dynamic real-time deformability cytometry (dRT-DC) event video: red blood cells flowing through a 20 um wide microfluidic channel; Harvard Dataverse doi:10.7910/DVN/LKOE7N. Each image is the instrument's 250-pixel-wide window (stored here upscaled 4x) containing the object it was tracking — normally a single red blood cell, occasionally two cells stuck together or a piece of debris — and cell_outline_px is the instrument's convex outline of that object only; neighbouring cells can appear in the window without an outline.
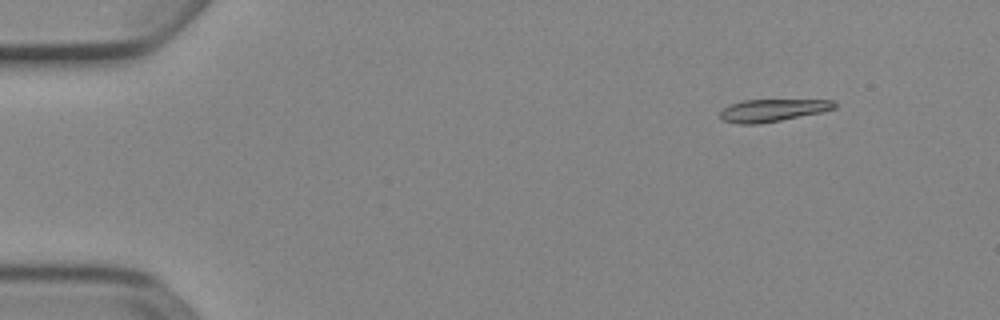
{"species": "Egyptian fruit bat (a non-hibernating species)", "species_latin": "Rousettus aegyptiacus", "temperature_condition": "cold", "stored_images_in_passage": 8, "camera_frame_rate_fps": 3000, "um_per_image_px": 0.085, "animal": {"sex": "female"}, "frame": {"image": 1, "passage_image": 2, "time_ms": 0.333, "image_size_px": [1000, 320], "cell_outline_px": [[836, 108], [824, 112], [760, 124], [740, 124], [720, 120], [720, 112], [728, 104], [744, 100], [836, 100]], "centroid_in_image_um": [65.67, 9.38], "position_along_channel_um": 19.3, "area_um2": 15.14}}
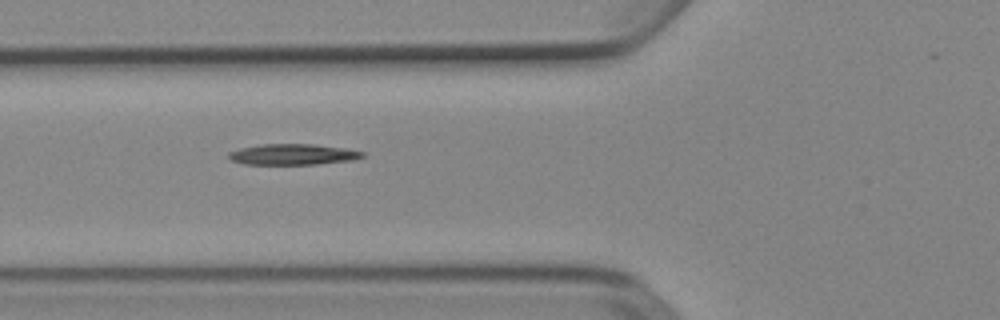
{"frame": {"image": 2, "passage_image": 6, "time_ms": 1.667, "image_size_px": [1000, 320], "cell_outline_px": [[364, 156], [356, 160], [316, 164], [244, 164], [232, 160], [228, 156], [228, 152], [240, 148], [260, 144], [312, 144], [348, 148], [364, 152]], "centroid_in_image_um": [24.93, 13.12], "position_along_channel_um": 100.9, "area_um2": 16.36}}
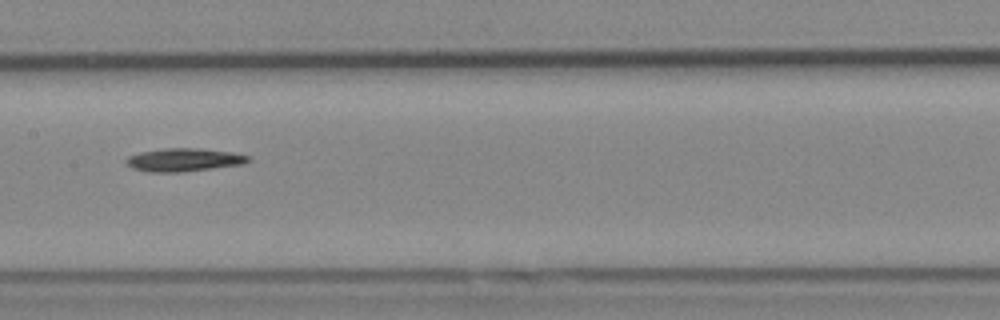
{"frame": {"image": 3, "passage_image": 8, "time_ms": 2.333, "image_size_px": [1000, 320], "cell_outline_px": [[252, 160], [244, 164], [184, 172], [148, 172], [132, 168], [124, 164], [124, 160], [128, 156], [140, 152], [164, 148], [200, 148], [232, 152], [248, 156]], "centroid_in_image_um": [15.6, 13.59], "position_along_channel_um": 191.8, "area_um2": 16.7}}